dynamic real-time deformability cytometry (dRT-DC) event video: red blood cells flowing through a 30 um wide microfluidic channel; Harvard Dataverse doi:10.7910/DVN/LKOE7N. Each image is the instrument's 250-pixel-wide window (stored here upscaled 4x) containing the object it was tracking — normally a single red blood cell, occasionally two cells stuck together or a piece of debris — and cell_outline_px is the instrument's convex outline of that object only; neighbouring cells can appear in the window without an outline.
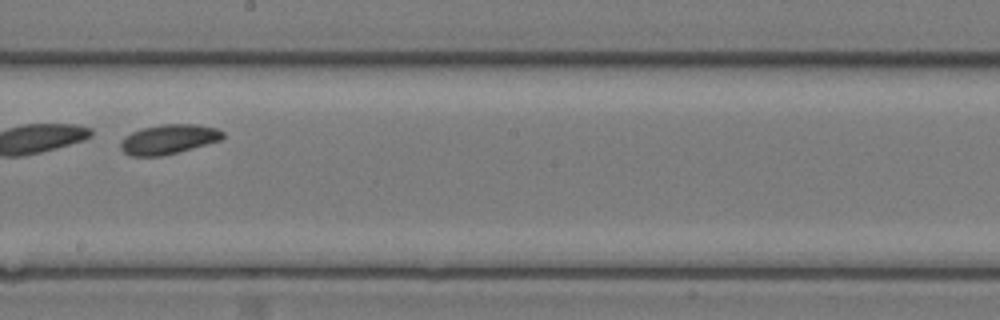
{"species": "common noctule bat (a hibernating species)", "species_latin": "Nyctalus noctula", "temperature_condition": "room temperature", "stored_images_in_passage": 41, "segment_of_instrument_passage": [2, 2], "camera_frame_rate_fps": 3000, "um_per_image_px": 0.085, "animal": {"sex": "female", "body_mass_g": 17.0, "forearm_length_mm": 48.0}, "frame": {"image": 1, "passage_image": 21, "time_ms": 6.667, "image_size_px": [1000, 320], "cell_outline_px": [[224, 136], [220, 140], [192, 148], [160, 156], [132, 156], [124, 152], [120, 148], [120, 144], [124, 136], [140, 128], [160, 124], [196, 124], [216, 128], [224, 132]], "centroid_in_image_um": [14.3, 11.82], "position_along_channel_um": 233.9, "area_um2": 17.57}}
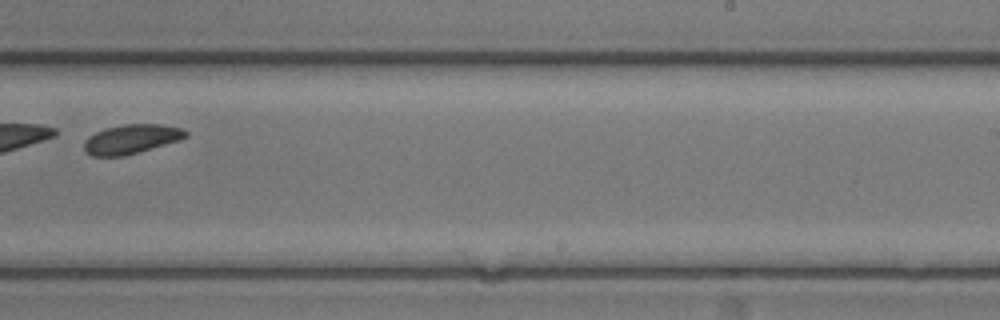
{"frame": {"image": 2, "passage_image": 24, "time_ms": 7.667, "image_size_px": [1000, 320], "cell_outline_px": [[188, 136], [180, 140], [124, 156], [92, 156], [84, 148], [84, 140], [88, 136], [104, 128], [124, 124], [160, 124], [184, 128], [188, 132]], "centroid_in_image_um": [11.18, 11.81], "position_along_channel_um": 277.8, "area_um2": 17.4}}